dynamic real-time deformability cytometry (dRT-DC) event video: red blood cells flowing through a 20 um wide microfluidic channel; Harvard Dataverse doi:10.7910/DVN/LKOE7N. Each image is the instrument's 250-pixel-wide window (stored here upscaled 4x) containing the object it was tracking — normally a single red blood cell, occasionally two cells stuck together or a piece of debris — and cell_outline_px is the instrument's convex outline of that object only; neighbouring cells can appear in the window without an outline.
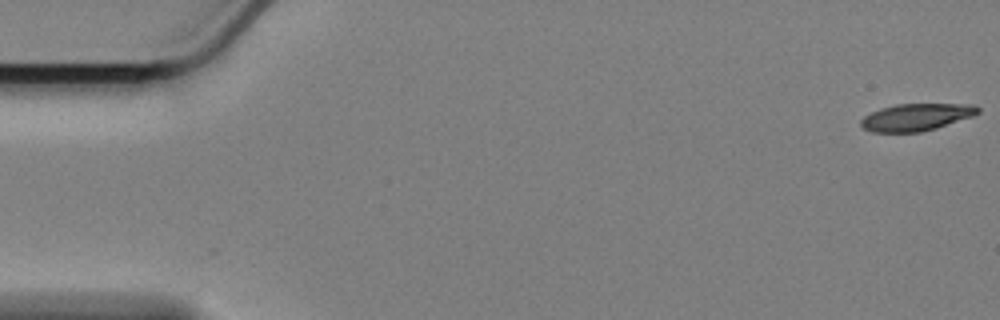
{"species": "Egyptian fruit bat (a non-hibernating species)", "species_latin": "Rousettus aegyptiacus", "temperature_condition": "cold", "stored_images_in_passage": 14, "camera_frame_rate_fps": 3000, "um_per_image_px": 0.085, "animal": {"sex": "female"}, "frame": {"image": 1, "passage_image": 1, "time_ms": 0.0, "image_size_px": [1000, 320], "cell_outline_px": [[980, 112], [972, 116], [936, 128], [920, 132], [872, 132], [864, 128], [860, 124], [860, 120], [864, 116], [880, 108], [896, 104], [972, 104], [980, 108]], "centroid_in_image_um": [77.87, 9.95], "position_along_channel_um": 7.1, "area_um2": 18.44}}